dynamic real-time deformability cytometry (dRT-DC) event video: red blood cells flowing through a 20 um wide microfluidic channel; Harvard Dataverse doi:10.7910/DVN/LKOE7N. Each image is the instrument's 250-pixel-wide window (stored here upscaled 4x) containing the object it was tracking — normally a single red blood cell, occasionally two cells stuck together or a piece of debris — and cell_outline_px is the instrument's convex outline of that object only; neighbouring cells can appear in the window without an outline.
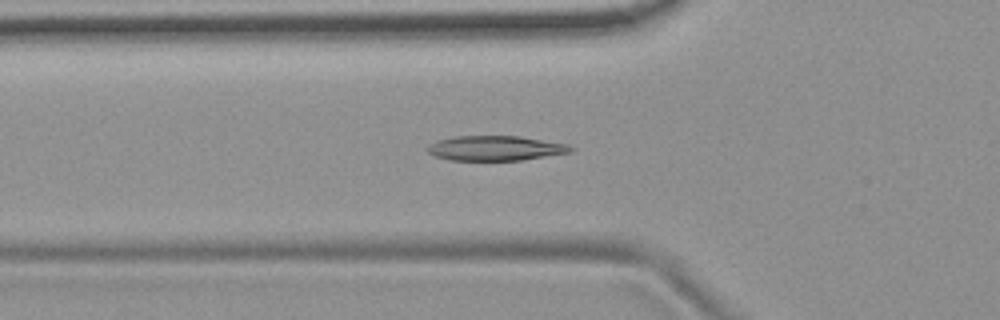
{"species": "common noctule bat (a hibernating species)", "species_latin": "Nyctalus noctula", "temperature_condition": "room temperature", "stored_images_in_passage": 50, "camera_frame_rate_fps": 3000, "um_per_image_px": 0.085, "animal": {"sex": "female", "body_mass_g": 19.9}, "frame": {"image": 1, "passage_image": 15, "time_ms": 4.667, "image_size_px": [1000, 320], "cell_outline_px": [[576, 148], [572, 152], [520, 160], [452, 160], [436, 156], [428, 152], [428, 144], [436, 140], [452, 136], [520, 136], [568, 144]], "centroid_in_image_um": [42.12, 12.58], "position_along_channel_um": 83.7, "area_um2": 20.75}}
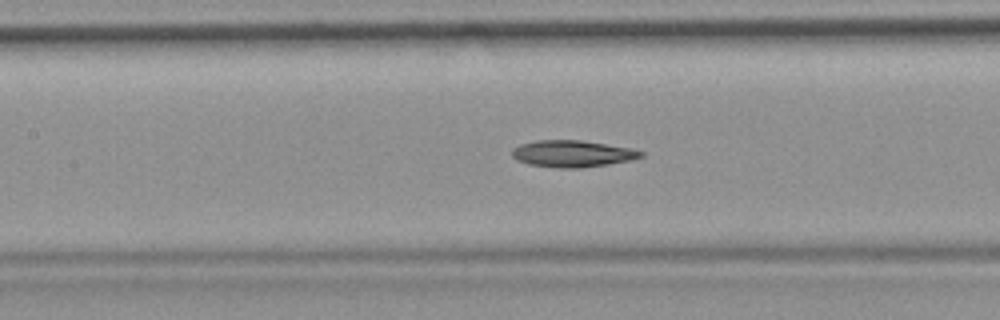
{"frame": {"image": 2, "passage_image": 21, "time_ms": 6.667, "image_size_px": [1000, 320], "cell_outline_px": [[644, 156], [632, 160], [608, 164], [580, 168], [560, 168], [528, 164], [516, 160], [512, 156], [512, 148], [520, 144], [536, 140], [580, 140], [632, 148], [644, 152]], "centroid_in_image_um": [48.65, 13.06], "position_along_channel_um": 158.7, "area_um2": 20.17}}
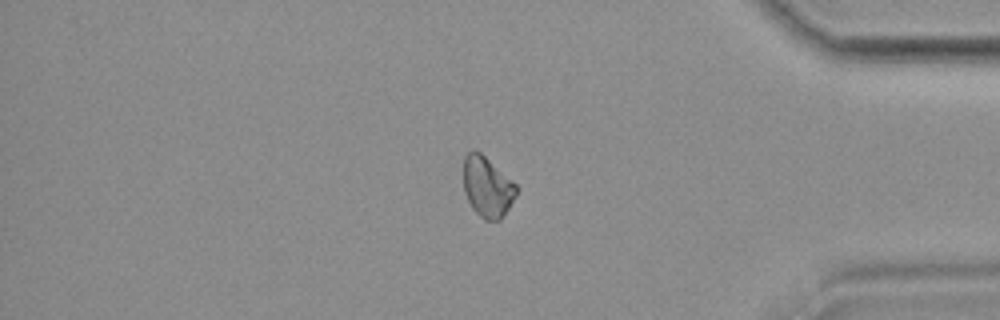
{"frame": {"image": 3, "passage_image": 42, "time_ms": 13.667, "image_size_px": [1000, 320], "cell_outline_px": [[516, 196], [500, 220], [484, 220], [472, 208], [464, 192], [464, 156], [472, 148], [476, 148], [516, 184]], "centroid_in_image_um": [41.39, 15.86], "position_along_channel_um": 393.8, "area_um2": 18.55}}